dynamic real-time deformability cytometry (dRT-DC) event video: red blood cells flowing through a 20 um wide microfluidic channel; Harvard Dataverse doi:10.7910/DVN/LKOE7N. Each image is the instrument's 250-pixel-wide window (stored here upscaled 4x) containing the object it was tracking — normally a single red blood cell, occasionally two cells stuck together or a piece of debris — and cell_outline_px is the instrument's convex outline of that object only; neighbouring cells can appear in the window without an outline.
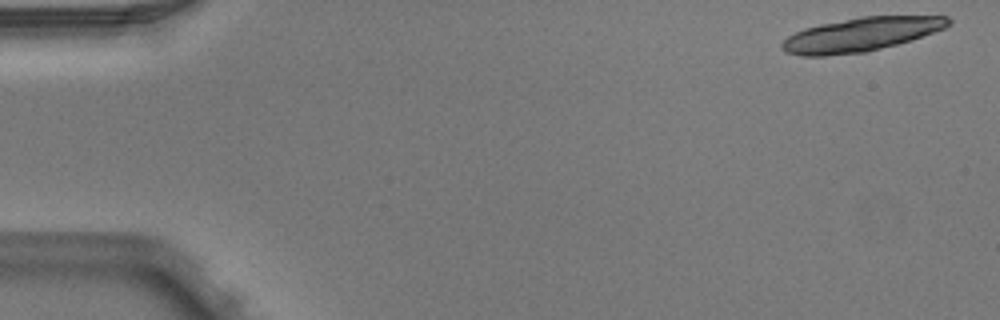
{"species": "Egyptian fruit bat (a non-hibernating species)", "species_latin": "Rousettus aegyptiacus", "temperature_condition": "warm", "stored_images_in_passage": 5, "camera_frame_rate_fps": 3000, "um_per_image_px": 0.085, "animal": {"sex": "male"}, "frame": {"image": 1, "passage_image": 1, "time_ms": 0.0, "image_size_px": [1000, 320], "cell_outline_px": [[952, 24], [944, 28], [912, 40], [864, 52], [824, 56], [800, 56], [784, 52], [780, 48], [780, 44], [788, 36], [804, 28], [820, 24], [860, 16], [948, 16], [952, 20]], "centroid_in_image_um": [73.15, 2.93], "position_along_channel_um": 11.8, "area_um2": 32.83}}
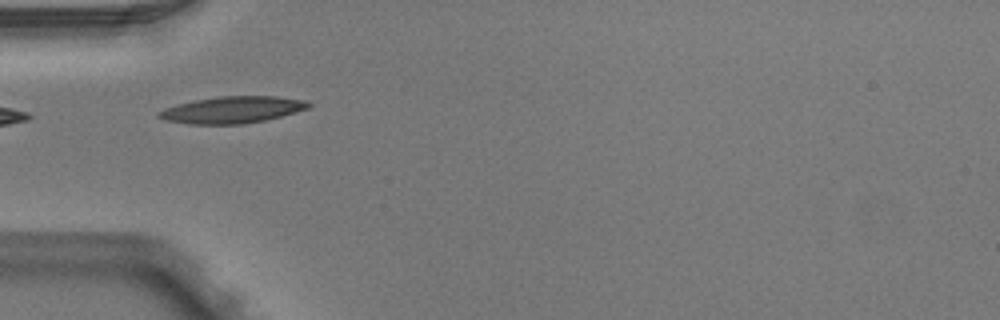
{"frame": {"image": 2, "passage_image": 5, "time_ms": 1.333, "image_size_px": [1000, 320], "cell_outline_px": [[312, 104], [308, 108], [296, 112], [264, 120], [244, 124], [188, 124], [164, 120], [156, 116], [156, 112], [164, 108], [176, 104], [196, 100], [220, 96], [276, 96], [308, 100]], "centroid_in_image_um": [19.73, 9.33], "position_along_channel_um": 65.3, "area_um2": 23.47}}